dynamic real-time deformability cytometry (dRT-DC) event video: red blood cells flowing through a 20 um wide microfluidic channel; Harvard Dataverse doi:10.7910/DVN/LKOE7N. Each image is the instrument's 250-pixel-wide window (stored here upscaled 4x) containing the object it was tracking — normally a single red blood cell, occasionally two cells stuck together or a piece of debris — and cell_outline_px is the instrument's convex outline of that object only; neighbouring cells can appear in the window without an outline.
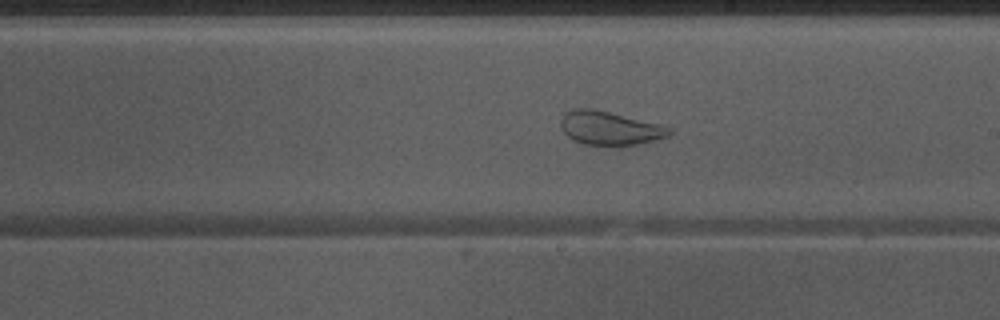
{"species": "Egyptian fruit bat (a non-hibernating species)", "species_latin": "Rousettus aegyptiacus", "temperature_condition": "warm", "stored_images_in_passage": 39, "camera_frame_rate_fps": 3000, "um_per_image_px": 0.085, "animal": {"sex": "male"}, "frame": {"image": 1, "passage_image": 17, "time_ms": 5.333, "image_size_px": [1000, 320], "cell_outline_px": [[672, 132], [668, 136], [636, 144], [616, 148], [584, 144], [572, 140], [560, 128], [560, 120], [564, 112], [576, 108], [592, 108], [660, 124], [672, 128]], "centroid_in_image_um": [51.79, 10.92], "position_along_channel_um": 237.2, "area_um2": 21.73}}